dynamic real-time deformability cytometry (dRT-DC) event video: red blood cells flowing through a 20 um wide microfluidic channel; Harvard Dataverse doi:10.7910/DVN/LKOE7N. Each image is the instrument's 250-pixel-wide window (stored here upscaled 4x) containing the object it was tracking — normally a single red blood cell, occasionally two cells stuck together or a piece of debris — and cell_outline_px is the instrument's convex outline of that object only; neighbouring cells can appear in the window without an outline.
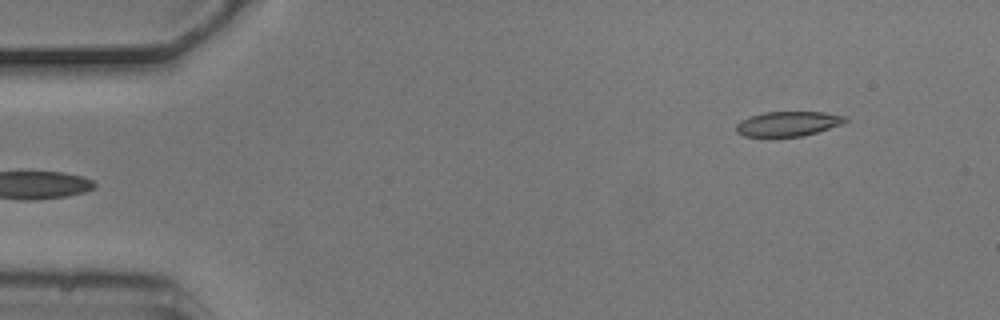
{"species": "common noctule bat (a hibernating species)", "species_latin": "Nyctalus noctula", "temperature_condition": "cold", "stored_images_in_passage": 5, "segment_of_instrument_passage": [2, 2], "camera_frame_rate_fps": 3000, "um_per_image_px": 0.085, "animal": {"sex": "male", "body_mass_g": 20.5, "forearm_length_mm": 52.5}, "frame": {"image": 1, "passage_image": 5, "time_ms": 1.333, "image_size_px": [1000, 320], "cell_outline_px": [[848, 120], [840, 124], [804, 136], [744, 136], [736, 132], [736, 124], [740, 120], [748, 116], [764, 112], [824, 112], [848, 116]], "centroid_in_image_um": [66.96, 10.51], "position_along_channel_um": 18.0, "area_um2": 15.72}}